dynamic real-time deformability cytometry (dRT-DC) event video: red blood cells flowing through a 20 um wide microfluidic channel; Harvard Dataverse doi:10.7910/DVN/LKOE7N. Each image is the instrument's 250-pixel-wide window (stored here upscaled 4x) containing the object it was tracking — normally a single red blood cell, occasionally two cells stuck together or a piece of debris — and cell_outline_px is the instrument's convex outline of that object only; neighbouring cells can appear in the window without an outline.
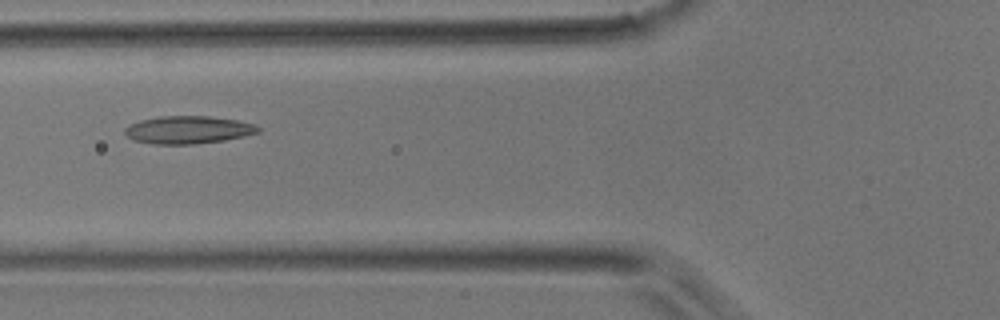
{"species": "common noctule bat (a hibernating species)", "species_latin": "Nyctalus noctula", "temperature_condition": "room temperature", "stored_images_in_passage": 19, "camera_frame_rate_fps": 3000, "um_per_image_px": 0.085, "animal": {"sex": "male", "body_mass_g": 17.9}, "frame": {"image": 1, "passage_image": 16, "time_ms": 5.0, "image_size_px": [1000, 320], "cell_outline_px": [[260, 132], [244, 136], [224, 140], [192, 144], [152, 144], [132, 140], [124, 132], [124, 128], [128, 124], [140, 120], [160, 116], [208, 116], [236, 120], [252, 124], [260, 128]], "centroid_in_image_um": [15.94, 11.03], "position_along_channel_um": 109.9, "area_um2": 21.5}}
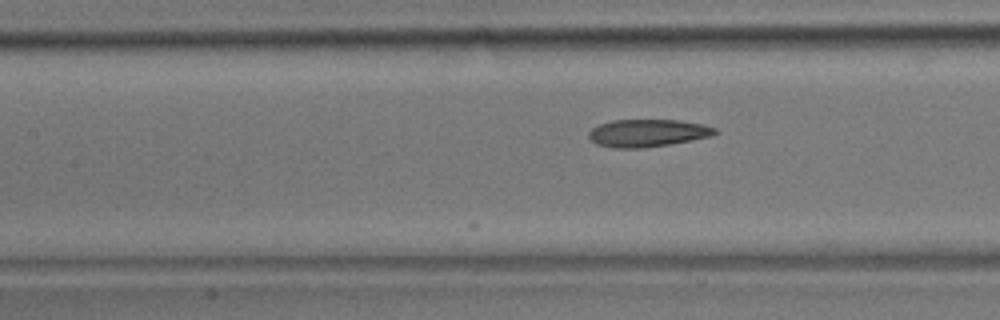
{"frame": {"image": 2, "passage_image": 19, "time_ms": 6.0, "image_size_px": [1000, 320], "cell_outline_px": [[720, 132], [712, 136], [692, 140], [668, 144], [640, 148], [612, 148], [596, 144], [588, 136], [588, 132], [592, 128], [600, 124], [612, 120], [680, 120], [704, 124], [716, 128]], "centroid_in_image_um": [55.07, 11.3], "position_along_channel_um": 152.3, "area_um2": 20.35}}